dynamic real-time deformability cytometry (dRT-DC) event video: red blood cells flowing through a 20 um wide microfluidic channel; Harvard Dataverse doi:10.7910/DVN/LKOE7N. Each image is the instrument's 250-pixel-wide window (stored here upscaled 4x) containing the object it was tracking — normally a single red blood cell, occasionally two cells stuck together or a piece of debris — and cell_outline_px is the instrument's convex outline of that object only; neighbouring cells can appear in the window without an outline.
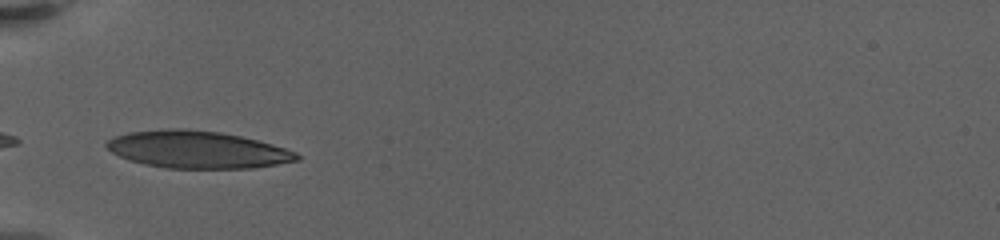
{"species": "human", "species_latin": "Homo sapiens", "temperature_condition": "warm", "stored_images_in_passage": 4, "camera_frame_rate_fps": 3000, "um_per_image_px": 0.085, "donor": {"sex": "female"}, "frame": {"image": 1, "passage_image": 1, "time_ms": 0.0, "image_size_px": [1000, 240], "cell_outline_px": [[300, 160], [252, 168], [168, 168], [144, 164], [120, 156], [112, 152], [104, 144], [108, 140], [116, 136], [128, 132], [168, 128], [184, 128], [220, 132], [240, 136], [272, 144], [296, 152], [300, 156]], "centroid_in_image_um": [16.77, 12.71], "position_along_channel_um": 68.2, "area_um2": 41.1}}